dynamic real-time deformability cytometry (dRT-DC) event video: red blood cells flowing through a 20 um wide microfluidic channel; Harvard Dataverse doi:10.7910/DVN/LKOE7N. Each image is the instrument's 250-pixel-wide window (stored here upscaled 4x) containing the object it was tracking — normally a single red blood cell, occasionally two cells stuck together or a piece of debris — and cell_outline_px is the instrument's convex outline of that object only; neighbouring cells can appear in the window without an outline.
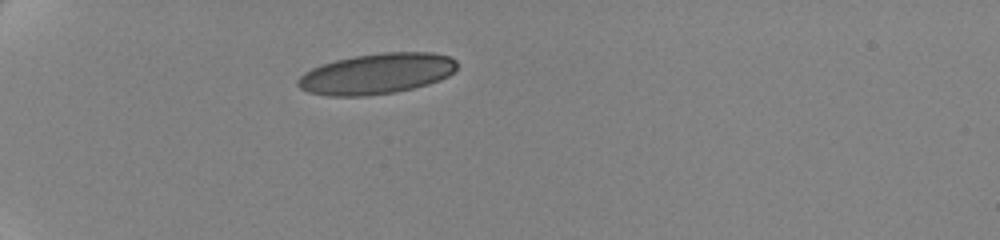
{"species": "human", "species_latin": "Homo sapiens", "temperature_condition": "cold", "stored_images_in_passage": 29, "camera_frame_rate_fps": 3000, "um_per_image_px": 0.085, "donor": {"sex": "female"}, "frame": {"image": 1, "passage_image": 1, "time_ms": 0.0, "image_size_px": [1000, 240], "cell_outline_px": [[456, 68], [448, 76], [440, 80], [428, 84], [396, 92], [364, 96], [328, 96], [308, 92], [300, 88], [296, 84], [296, 80], [304, 72], [312, 68], [336, 60], [356, 56], [384, 52], [432, 52], [448, 56], [456, 60]], "centroid_in_image_um": [32.0, 6.27], "position_along_channel_um": 53.0, "area_um2": 37.63}}
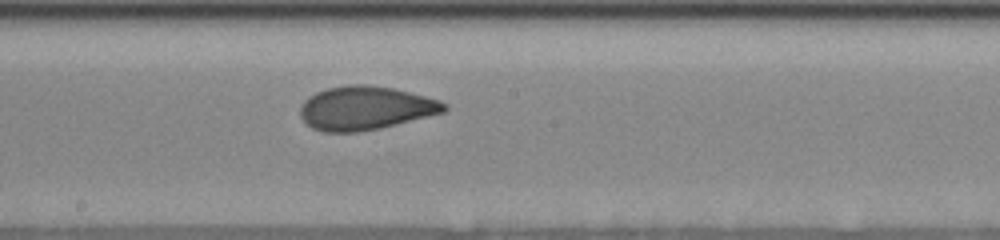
{"frame": {"image": 2, "passage_image": 15, "time_ms": 5.667, "image_size_px": [1000, 240], "cell_outline_px": [[448, 108], [444, 112], [380, 128], [360, 132], [324, 132], [312, 128], [300, 116], [300, 104], [308, 96], [316, 92], [328, 88], [348, 84], [368, 84], [392, 88], [440, 100], [448, 104]], "centroid_in_image_um": [31.04, 9.18], "position_along_channel_um": 217.2, "area_um2": 36.65}}
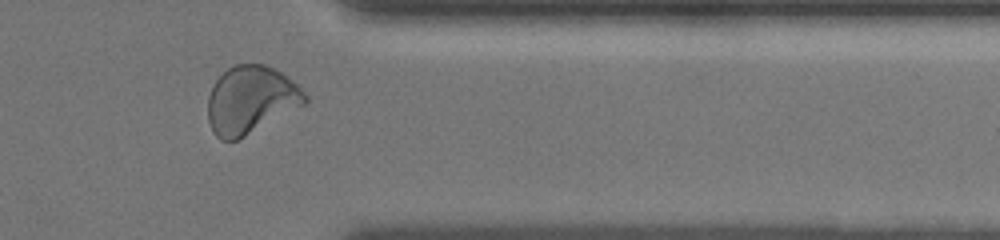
{"frame": {"image": 3, "passage_image": 25, "time_ms": 10.667, "image_size_px": [1000, 240], "cell_outline_px": [[308, 100], [304, 104], [244, 136], [236, 140], [220, 140], [216, 136], [208, 120], [208, 96], [212, 84], [228, 68], [236, 64], [264, 64], [280, 72], [296, 84], [308, 96]], "centroid_in_image_um": [21.28, 8.48], "position_along_channel_um": 390.1, "area_um2": 37.69}, "authors_computed_cell_mechanics": {"area_um2": 36.8764, "velocity_mm_per_s": 3.5074, "shape_relaxation_time_tau1_ms": 6.9268, "shape_relaxation_time_tau2_ms": 0.9125, "deformation_change_tau1": 0.1649, "deformation_change_tau2": 0.0691}}